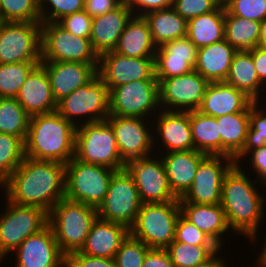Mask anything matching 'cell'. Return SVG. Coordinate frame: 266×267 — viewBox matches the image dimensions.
Here are the masks:
<instances>
[{"label":"cell","mask_w":266,"mask_h":267,"mask_svg":"<svg viewBox=\"0 0 266 267\" xmlns=\"http://www.w3.org/2000/svg\"><path fill=\"white\" fill-rule=\"evenodd\" d=\"M1 185L6 192L5 199L49 213L65 198V164L25 157Z\"/></svg>","instance_id":"obj_1"},{"label":"cell","mask_w":266,"mask_h":267,"mask_svg":"<svg viewBox=\"0 0 266 267\" xmlns=\"http://www.w3.org/2000/svg\"><path fill=\"white\" fill-rule=\"evenodd\" d=\"M244 172L240 164L229 169L223 179L220 204L229 228L254 242L259 238L258 227L265 216L266 198L255 188V183L260 180L252 182Z\"/></svg>","instance_id":"obj_2"},{"label":"cell","mask_w":266,"mask_h":267,"mask_svg":"<svg viewBox=\"0 0 266 267\" xmlns=\"http://www.w3.org/2000/svg\"><path fill=\"white\" fill-rule=\"evenodd\" d=\"M76 126L57 111L30 116L25 157L67 164L75 155Z\"/></svg>","instance_id":"obj_3"},{"label":"cell","mask_w":266,"mask_h":267,"mask_svg":"<svg viewBox=\"0 0 266 267\" xmlns=\"http://www.w3.org/2000/svg\"><path fill=\"white\" fill-rule=\"evenodd\" d=\"M97 217V208L66 198L53 206L48 213V225L66 257L82 249Z\"/></svg>","instance_id":"obj_4"},{"label":"cell","mask_w":266,"mask_h":267,"mask_svg":"<svg viewBox=\"0 0 266 267\" xmlns=\"http://www.w3.org/2000/svg\"><path fill=\"white\" fill-rule=\"evenodd\" d=\"M179 200L142 204L130 234L149 248L166 249L175 238Z\"/></svg>","instance_id":"obj_5"},{"label":"cell","mask_w":266,"mask_h":267,"mask_svg":"<svg viewBox=\"0 0 266 267\" xmlns=\"http://www.w3.org/2000/svg\"><path fill=\"white\" fill-rule=\"evenodd\" d=\"M74 158L116 171L125 169L126 164L121 159L113 129L107 120L76 127Z\"/></svg>","instance_id":"obj_6"},{"label":"cell","mask_w":266,"mask_h":267,"mask_svg":"<svg viewBox=\"0 0 266 267\" xmlns=\"http://www.w3.org/2000/svg\"><path fill=\"white\" fill-rule=\"evenodd\" d=\"M115 172L114 169L73 158L65 164V198L98 208Z\"/></svg>","instance_id":"obj_7"},{"label":"cell","mask_w":266,"mask_h":267,"mask_svg":"<svg viewBox=\"0 0 266 267\" xmlns=\"http://www.w3.org/2000/svg\"><path fill=\"white\" fill-rule=\"evenodd\" d=\"M109 105V89L96 74L87 84L58 101L56 111L78 127V116L87 119H83L84 123L80 124L105 121L109 116Z\"/></svg>","instance_id":"obj_8"},{"label":"cell","mask_w":266,"mask_h":267,"mask_svg":"<svg viewBox=\"0 0 266 267\" xmlns=\"http://www.w3.org/2000/svg\"><path fill=\"white\" fill-rule=\"evenodd\" d=\"M41 61L99 64V55L90 38L78 37L57 22H42Z\"/></svg>","instance_id":"obj_9"},{"label":"cell","mask_w":266,"mask_h":267,"mask_svg":"<svg viewBox=\"0 0 266 267\" xmlns=\"http://www.w3.org/2000/svg\"><path fill=\"white\" fill-rule=\"evenodd\" d=\"M0 215V262L29 236L48 225V213L39 207L17 205L7 200Z\"/></svg>","instance_id":"obj_10"},{"label":"cell","mask_w":266,"mask_h":267,"mask_svg":"<svg viewBox=\"0 0 266 267\" xmlns=\"http://www.w3.org/2000/svg\"><path fill=\"white\" fill-rule=\"evenodd\" d=\"M142 202L136 183L126 169L116 171L109 183L108 192L97 208L98 217L130 229L137 218Z\"/></svg>","instance_id":"obj_11"},{"label":"cell","mask_w":266,"mask_h":267,"mask_svg":"<svg viewBox=\"0 0 266 267\" xmlns=\"http://www.w3.org/2000/svg\"><path fill=\"white\" fill-rule=\"evenodd\" d=\"M41 62V22H0V64Z\"/></svg>","instance_id":"obj_12"},{"label":"cell","mask_w":266,"mask_h":267,"mask_svg":"<svg viewBox=\"0 0 266 267\" xmlns=\"http://www.w3.org/2000/svg\"><path fill=\"white\" fill-rule=\"evenodd\" d=\"M109 95V115L111 116L147 119L150 115L152 117V113H156L157 109L160 108L157 80L125 83L114 87Z\"/></svg>","instance_id":"obj_13"},{"label":"cell","mask_w":266,"mask_h":267,"mask_svg":"<svg viewBox=\"0 0 266 267\" xmlns=\"http://www.w3.org/2000/svg\"><path fill=\"white\" fill-rule=\"evenodd\" d=\"M159 104L166 111H196L201 105L209 82L197 71L178 77L157 79ZM175 108V109H174Z\"/></svg>","instance_id":"obj_14"},{"label":"cell","mask_w":266,"mask_h":267,"mask_svg":"<svg viewBox=\"0 0 266 267\" xmlns=\"http://www.w3.org/2000/svg\"><path fill=\"white\" fill-rule=\"evenodd\" d=\"M234 164L231 157L207 155L200 162L190 189L179 202L220 204L224 176Z\"/></svg>","instance_id":"obj_15"},{"label":"cell","mask_w":266,"mask_h":267,"mask_svg":"<svg viewBox=\"0 0 266 267\" xmlns=\"http://www.w3.org/2000/svg\"><path fill=\"white\" fill-rule=\"evenodd\" d=\"M154 157H142L125 164V169L136 183L142 204L179 200L169 187L162 159Z\"/></svg>","instance_id":"obj_16"},{"label":"cell","mask_w":266,"mask_h":267,"mask_svg":"<svg viewBox=\"0 0 266 267\" xmlns=\"http://www.w3.org/2000/svg\"><path fill=\"white\" fill-rule=\"evenodd\" d=\"M97 74L108 87L109 92L114 87L129 82L157 80L155 57H127L109 51L99 56Z\"/></svg>","instance_id":"obj_17"},{"label":"cell","mask_w":266,"mask_h":267,"mask_svg":"<svg viewBox=\"0 0 266 267\" xmlns=\"http://www.w3.org/2000/svg\"><path fill=\"white\" fill-rule=\"evenodd\" d=\"M106 120L113 129L119 154L125 163L152 154L157 141L154 140L155 132L146 125L147 119L109 115Z\"/></svg>","instance_id":"obj_18"},{"label":"cell","mask_w":266,"mask_h":267,"mask_svg":"<svg viewBox=\"0 0 266 267\" xmlns=\"http://www.w3.org/2000/svg\"><path fill=\"white\" fill-rule=\"evenodd\" d=\"M15 267H66L67 257L61 252L49 225L27 237L15 250Z\"/></svg>","instance_id":"obj_19"},{"label":"cell","mask_w":266,"mask_h":267,"mask_svg":"<svg viewBox=\"0 0 266 267\" xmlns=\"http://www.w3.org/2000/svg\"><path fill=\"white\" fill-rule=\"evenodd\" d=\"M198 48L188 37L176 39L157 47L155 54V77L167 79L194 70Z\"/></svg>","instance_id":"obj_20"},{"label":"cell","mask_w":266,"mask_h":267,"mask_svg":"<svg viewBox=\"0 0 266 267\" xmlns=\"http://www.w3.org/2000/svg\"><path fill=\"white\" fill-rule=\"evenodd\" d=\"M40 64L49 77L56 102L87 84L97 74L99 65L70 61H41Z\"/></svg>","instance_id":"obj_21"},{"label":"cell","mask_w":266,"mask_h":267,"mask_svg":"<svg viewBox=\"0 0 266 267\" xmlns=\"http://www.w3.org/2000/svg\"><path fill=\"white\" fill-rule=\"evenodd\" d=\"M254 100L225 82H209L197 111L213 117L250 112Z\"/></svg>","instance_id":"obj_22"},{"label":"cell","mask_w":266,"mask_h":267,"mask_svg":"<svg viewBox=\"0 0 266 267\" xmlns=\"http://www.w3.org/2000/svg\"><path fill=\"white\" fill-rule=\"evenodd\" d=\"M161 111V112H160ZM156 135L162 142L163 152H179L194 149L189 112L158 110ZM158 132V133H157ZM165 147V148H164ZM167 150V151H166Z\"/></svg>","instance_id":"obj_23"},{"label":"cell","mask_w":266,"mask_h":267,"mask_svg":"<svg viewBox=\"0 0 266 267\" xmlns=\"http://www.w3.org/2000/svg\"><path fill=\"white\" fill-rule=\"evenodd\" d=\"M15 98L30 116L52 113L57 109L49 77L41 64L32 70Z\"/></svg>","instance_id":"obj_24"},{"label":"cell","mask_w":266,"mask_h":267,"mask_svg":"<svg viewBox=\"0 0 266 267\" xmlns=\"http://www.w3.org/2000/svg\"><path fill=\"white\" fill-rule=\"evenodd\" d=\"M132 16L131 9L123 2L116 9L92 19L90 41L99 56L115 49Z\"/></svg>","instance_id":"obj_25"},{"label":"cell","mask_w":266,"mask_h":267,"mask_svg":"<svg viewBox=\"0 0 266 267\" xmlns=\"http://www.w3.org/2000/svg\"><path fill=\"white\" fill-rule=\"evenodd\" d=\"M206 156L203 152L189 150L164 153V157H161L169 187L177 199L182 198L190 189L197 168Z\"/></svg>","instance_id":"obj_26"},{"label":"cell","mask_w":266,"mask_h":267,"mask_svg":"<svg viewBox=\"0 0 266 267\" xmlns=\"http://www.w3.org/2000/svg\"><path fill=\"white\" fill-rule=\"evenodd\" d=\"M129 233L126 226L97 217L80 252L90 256L114 259L122 241Z\"/></svg>","instance_id":"obj_27"},{"label":"cell","mask_w":266,"mask_h":267,"mask_svg":"<svg viewBox=\"0 0 266 267\" xmlns=\"http://www.w3.org/2000/svg\"><path fill=\"white\" fill-rule=\"evenodd\" d=\"M179 203L181 214L221 249L225 242L222 236L230 229L221 204Z\"/></svg>","instance_id":"obj_28"},{"label":"cell","mask_w":266,"mask_h":267,"mask_svg":"<svg viewBox=\"0 0 266 267\" xmlns=\"http://www.w3.org/2000/svg\"><path fill=\"white\" fill-rule=\"evenodd\" d=\"M236 52L237 50L225 39L209 46L198 48L194 70L208 82H224Z\"/></svg>","instance_id":"obj_29"},{"label":"cell","mask_w":266,"mask_h":267,"mask_svg":"<svg viewBox=\"0 0 266 267\" xmlns=\"http://www.w3.org/2000/svg\"><path fill=\"white\" fill-rule=\"evenodd\" d=\"M156 49L144 17L133 15L113 51L123 56L140 58L155 57Z\"/></svg>","instance_id":"obj_30"},{"label":"cell","mask_w":266,"mask_h":267,"mask_svg":"<svg viewBox=\"0 0 266 267\" xmlns=\"http://www.w3.org/2000/svg\"><path fill=\"white\" fill-rule=\"evenodd\" d=\"M143 17L148 23L152 41L156 47L187 36L188 21L172 7L149 12Z\"/></svg>","instance_id":"obj_31"},{"label":"cell","mask_w":266,"mask_h":267,"mask_svg":"<svg viewBox=\"0 0 266 267\" xmlns=\"http://www.w3.org/2000/svg\"><path fill=\"white\" fill-rule=\"evenodd\" d=\"M224 82L245 92L254 101H259L260 92L264 91V88L262 90L261 87H264V85H262L257 75L252 59V49L235 53L228 76Z\"/></svg>","instance_id":"obj_32"},{"label":"cell","mask_w":266,"mask_h":267,"mask_svg":"<svg viewBox=\"0 0 266 267\" xmlns=\"http://www.w3.org/2000/svg\"><path fill=\"white\" fill-rule=\"evenodd\" d=\"M250 112L216 117L221 137V155L235 158L243 149L249 128Z\"/></svg>","instance_id":"obj_33"},{"label":"cell","mask_w":266,"mask_h":267,"mask_svg":"<svg viewBox=\"0 0 266 267\" xmlns=\"http://www.w3.org/2000/svg\"><path fill=\"white\" fill-rule=\"evenodd\" d=\"M225 9L216 10L188 20L187 37L197 47L202 48L224 39Z\"/></svg>","instance_id":"obj_34"},{"label":"cell","mask_w":266,"mask_h":267,"mask_svg":"<svg viewBox=\"0 0 266 267\" xmlns=\"http://www.w3.org/2000/svg\"><path fill=\"white\" fill-rule=\"evenodd\" d=\"M194 149L207 155H221V137L216 117L189 112Z\"/></svg>","instance_id":"obj_35"},{"label":"cell","mask_w":266,"mask_h":267,"mask_svg":"<svg viewBox=\"0 0 266 267\" xmlns=\"http://www.w3.org/2000/svg\"><path fill=\"white\" fill-rule=\"evenodd\" d=\"M261 22L229 14L225 10L224 39L237 51L258 46Z\"/></svg>","instance_id":"obj_36"},{"label":"cell","mask_w":266,"mask_h":267,"mask_svg":"<svg viewBox=\"0 0 266 267\" xmlns=\"http://www.w3.org/2000/svg\"><path fill=\"white\" fill-rule=\"evenodd\" d=\"M174 267H199L219 254L217 245H191L172 241L166 248Z\"/></svg>","instance_id":"obj_37"},{"label":"cell","mask_w":266,"mask_h":267,"mask_svg":"<svg viewBox=\"0 0 266 267\" xmlns=\"http://www.w3.org/2000/svg\"><path fill=\"white\" fill-rule=\"evenodd\" d=\"M30 115L16 98H0V133L21 137L24 141Z\"/></svg>","instance_id":"obj_38"},{"label":"cell","mask_w":266,"mask_h":267,"mask_svg":"<svg viewBox=\"0 0 266 267\" xmlns=\"http://www.w3.org/2000/svg\"><path fill=\"white\" fill-rule=\"evenodd\" d=\"M40 63L0 64V98H15L29 74Z\"/></svg>","instance_id":"obj_39"},{"label":"cell","mask_w":266,"mask_h":267,"mask_svg":"<svg viewBox=\"0 0 266 267\" xmlns=\"http://www.w3.org/2000/svg\"><path fill=\"white\" fill-rule=\"evenodd\" d=\"M24 158V140L21 137L0 133V186Z\"/></svg>","instance_id":"obj_40"},{"label":"cell","mask_w":266,"mask_h":267,"mask_svg":"<svg viewBox=\"0 0 266 267\" xmlns=\"http://www.w3.org/2000/svg\"><path fill=\"white\" fill-rule=\"evenodd\" d=\"M260 101H254L250 107L249 128L242 151L234 158L235 164L255 149L266 145V111L258 109ZM248 154V155H247Z\"/></svg>","instance_id":"obj_41"},{"label":"cell","mask_w":266,"mask_h":267,"mask_svg":"<svg viewBox=\"0 0 266 267\" xmlns=\"http://www.w3.org/2000/svg\"><path fill=\"white\" fill-rule=\"evenodd\" d=\"M41 22L39 0H1L0 22Z\"/></svg>","instance_id":"obj_42"},{"label":"cell","mask_w":266,"mask_h":267,"mask_svg":"<svg viewBox=\"0 0 266 267\" xmlns=\"http://www.w3.org/2000/svg\"><path fill=\"white\" fill-rule=\"evenodd\" d=\"M149 249L141 240L129 233L115 254V264L117 267H142Z\"/></svg>","instance_id":"obj_43"},{"label":"cell","mask_w":266,"mask_h":267,"mask_svg":"<svg viewBox=\"0 0 266 267\" xmlns=\"http://www.w3.org/2000/svg\"><path fill=\"white\" fill-rule=\"evenodd\" d=\"M84 1L85 0H39L41 23L58 22L61 18L84 10Z\"/></svg>","instance_id":"obj_44"},{"label":"cell","mask_w":266,"mask_h":267,"mask_svg":"<svg viewBox=\"0 0 266 267\" xmlns=\"http://www.w3.org/2000/svg\"><path fill=\"white\" fill-rule=\"evenodd\" d=\"M174 241L196 246L216 245L205 233L187 220L182 214H180L176 223Z\"/></svg>","instance_id":"obj_45"},{"label":"cell","mask_w":266,"mask_h":267,"mask_svg":"<svg viewBox=\"0 0 266 267\" xmlns=\"http://www.w3.org/2000/svg\"><path fill=\"white\" fill-rule=\"evenodd\" d=\"M225 10L234 16L262 22L266 19V0H232Z\"/></svg>","instance_id":"obj_46"},{"label":"cell","mask_w":266,"mask_h":267,"mask_svg":"<svg viewBox=\"0 0 266 267\" xmlns=\"http://www.w3.org/2000/svg\"><path fill=\"white\" fill-rule=\"evenodd\" d=\"M172 8L185 20L210 13L218 8L214 0H173Z\"/></svg>","instance_id":"obj_47"},{"label":"cell","mask_w":266,"mask_h":267,"mask_svg":"<svg viewBox=\"0 0 266 267\" xmlns=\"http://www.w3.org/2000/svg\"><path fill=\"white\" fill-rule=\"evenodd\" d=\"M92 19L85 10H82L61 18L57 23L78 37L90 38Z\"/></svg>","instance_id":"obj_48"},{"label":"cell","mask_w":266,"mask_h":267,"mask_svg":"<svg viewBox=\"0 0 266 267\" xmlns=\"http://www.w3.org/2000/svg\"><path fill=\"white\" fill-rule=\"evenodd\" d=\"M66 267H117L114 259L90 256L80 251L67 257Z\"/></svg>","instance_id":"obj_49"},{"label":"cell","mask_w":266,"mask_h":267,"mask_svg":"<svg viewBox=\"0 0 266 267\" xmlns=\"http://www.w3.org/2000/svg\"><path fill=\"white\" fill-rule=\"evenodd\" d=\"M124 3L135 16H144L149 12L168 9L173 6V0H124Z\"/></svg>","instance_id":"obj_50"},{"label":"cell","mask_w":266,"mask_h":267,"mask_svg":"<svg viewBox=\"0 0 266 267\" xmlns=\"http://www.w3.org/2000/svg\"><path fill=\"white\" fill-rule=\"evenodd\" d=\"M123 2L124 0H85L84 10L94 18L116 9Z\"/></svg>","instance_id":"obj_51"},{"label":"cell","mask_w":266,"mask_h":267,"mask_svg":"<svg viewBox=\"0 0 266 267\" xmlns=\"http://www.w3.org/2000/svg\"><path fill=\"white\" fill-rule=\"evenodd\" d=\"M142 267H174V265L166 249L150 248Z\"/></svg>","instance_id":"obj_52"},{"label":"cell","mask_w":266,"mask_h":267,"mask_svg":"<svg viewBox=\"0 0 266 267\" xmlns=\"http://www.w3.org/2000/svg\"><path fill=\"white\" fill-rule=\"evenodd\" d=\"M251 156L250 164L256 172L257 180L264 186L266 185V145L261 148L255 149L249 153Z\"/></svg>","instance_id":"obj_53"},{"label":"cell","mask_w":266,"mask_h":267,"mask_svg":"<svg viewBox=\"0 0 266 267\" xmlns=\"http://www.w3.org/2000/svg\"><path fill=\"white\" fill-rule=\"evenodd\" d=\"M252 59H253L259 80L262 84H264V82H266V49L258 47V46L253 48Z\"/></svg>","instance_id":"obj_54"},{"label":"cell","mask_w":266,"mask_h":267,"mask_svg":"<svg viewBox=\"0 0 266 267\" xmlns=\"http://www.w3.org/2000/svg\"><path fill=\"white\" fill-rule=\"evenodd\" d=\"M219 256V257H218ZM224 257H220V255H216L213 257L207 264L199 266V267H228L223 259Z\"/></svg>","instance_id":"obj_55"},{"label":"cell","mask_w":266,"mask_h":267,"mask_svg":"<svg viewBox=\"0 0 266 267\" xmlns=\"http://www.w3.org/2000/svg\"><path fill=\"white\" fill-rule=\"evenodd\" d=\"M258 47L266 49V19L260 25Z\"/></svg>","instance_id":"obj_56"},{"label":"cell","mask_w":266,"mask_h":267,"mask_svg":"<svg viewBox=\"0 0 266 267\" xmlns=\"http://www.w3.org/2000/svg\"><path fill=\"white\" fill-rule=\"evenodd\" d=\"M266 240V239H265ZM265 244H263V249L261 251V253L259 254V258L257 263L261 266V267H266V241H264Z\"/></svg>","instance_id":"obj_57"},{"label":"cell","mask_w":266,"mask_h":267,"mask_svg":"<svg viewBox=\"0 0 266 267\" xmlns=\"http://www.w3.org/2000/svg\"><path fill=\"white\" fill-rule=\"evenodd\" d=\"M232 0H214L215 4L220 8H226Z\"/></svg>","instance_id":"obj_58"}]
</instances>
